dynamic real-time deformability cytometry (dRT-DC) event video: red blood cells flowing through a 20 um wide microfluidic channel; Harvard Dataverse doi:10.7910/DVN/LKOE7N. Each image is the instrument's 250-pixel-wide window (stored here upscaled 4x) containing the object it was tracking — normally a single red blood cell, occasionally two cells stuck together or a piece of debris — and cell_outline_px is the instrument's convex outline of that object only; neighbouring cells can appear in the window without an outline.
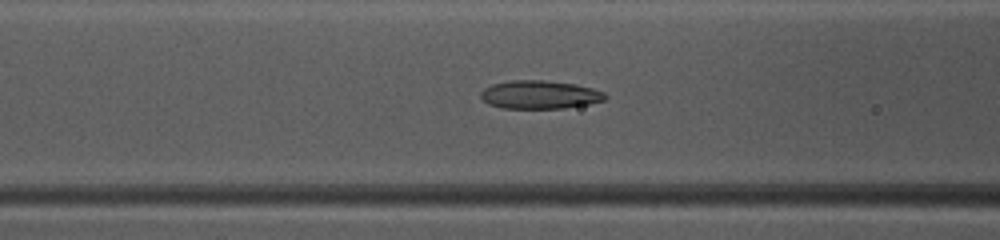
{"species": "common noctule bat (a hibernating species)", "species_latin": "Nyctalus noctula", "temperature_condition": "warm", "stored_images_in_passage": 49, "camera_frame_rate_fps": 3000, "um_per_image_px": 0.085, "animal": {"sex": "female", "body_mass_g": 10.0, "forearm_length_mm": 53.1}, "frame": {"image": 1, "passage_image": 20, "time_ms": 6.333, "image_size_px": [1000, 240], "cell_outline_px": [[608, 96], [604, 100], [588, 104], [564, 108], [504, 108], [488, 104], [480, 96], [480, 92], [484, 88], [492, 84], [512, 80], [544, 80], [576, 84], [592, 88], [604, 92]], "centroid_in_image_um": [45.88, 8.04], "position_along_channel_um": 120.7, "area_um2": 20.52}}
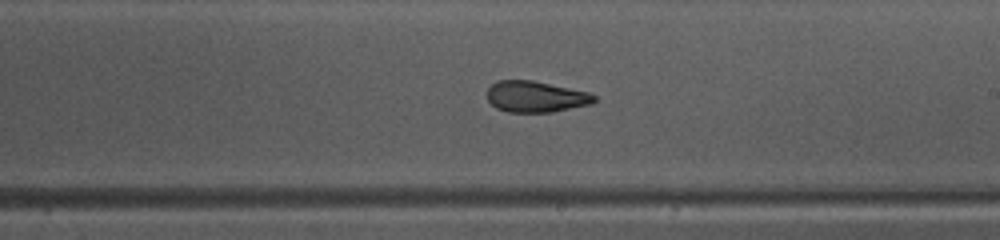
{"frame": {"image": 2, "passage_image": 29, "time_ms": 9.333, "image_size_px": [1000, 240], "cell_outline_px": [[596, 100], [592, 104], [552, 112], [508, 112], [496, 108], [488, 100], [488, 88], [496, 80], [532, 80], [588, 92], [596, 96]], "centroid_in_image_um": [45.54, 8.22], "position_along_channel_um": 243.5, "area_um2": 19.42}}
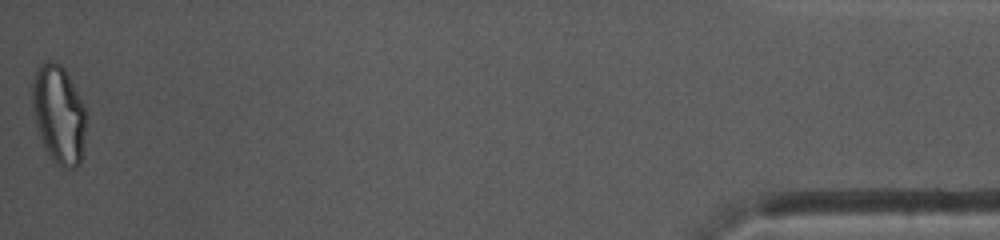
{"frame": {"image": 3, "passage_image": 49, "time_ms": 16.0, "image_size_px": [1000, 240], "cell_outline_px": [[84, 132], [80, 164], [76, 168], [64, 168], [56, 164], [52, 160], [44, 148], [36, 128], [32, 108], [32, 84], [36, 68], [40, 64], [48, 60], [52, 60], [60, 64], [64, 68], [84, 108]], "centroid_in_image_um": [4.94, 9.73], "position_along_channel_um": 430.3, "area_um2": 30.58}, "authors_computed_cell_mechanics": {"area_um2": 21.675, "velocity_mm_per_s": 4.0932, "shape_relaxation_time_tau1_ms": 9.3908, "shape_relaxation_time_tau2_ms": 1.4195, "deformation_change_tau1": 0.2611, "deformation_change_tau2": 0.0815}}